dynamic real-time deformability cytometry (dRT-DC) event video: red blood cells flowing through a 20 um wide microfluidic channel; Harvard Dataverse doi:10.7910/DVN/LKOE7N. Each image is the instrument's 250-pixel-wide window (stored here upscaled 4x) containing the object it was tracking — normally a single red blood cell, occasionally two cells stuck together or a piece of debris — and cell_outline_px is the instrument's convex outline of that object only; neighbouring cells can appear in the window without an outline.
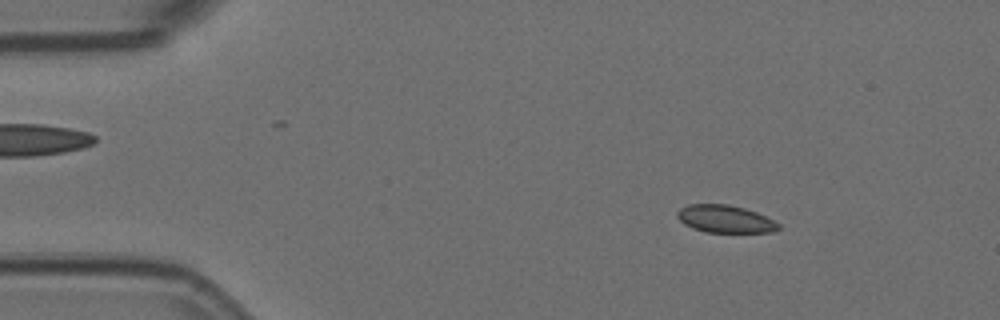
{"species": "Egyptian fruit bat (a non-hibernating species)", "species_latin": "Rousettus aegyptiacus", "temperature_condition": "room temperature", "stored_images_in_passage": 57, "camera_frame_rate_fps": 3000, "um_per_image_px": 0.085, "animal": {"sex": "female"}, "frame": {"image": 1, "passage_image": 8, "time_ms": 2.333, "image_size_px": [1000, 320], "cell_outline_px": [[780, 228], [772, 232], [704, 232], [692, 228], [684, 224], [676, 216], [676, 212], [680, 208], [688, 204], [728, 204], [744, 208], [756, 212], [780, 224]], "centroid_in_image_um": [61.6, 18.61], "position_along_channel_um": 23.4, "area_um2": 16.24}}
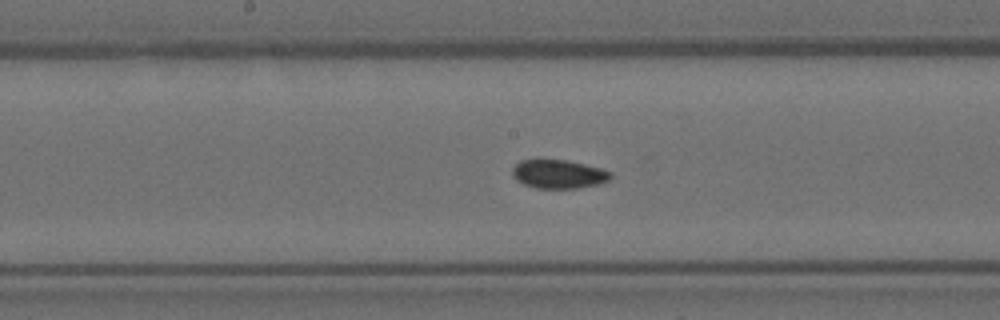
{"frame": {"image": 2, "passage_image": 29, "time_ms": 9.333, "image_size_px": [1000, 320], "cell_outline_px": [[612, 176], [608, 180], [596, 184], [576, 188], [536, 188], [524, 184], [516, 180], [512, 176], [512, 168], [520, 160], [536, 156], [568, 160], [600, 168], [612, 172]], "centroid_in_image_um": [47.39, 14.74], "position_along_channel_um": 200.8, "area_um2": 16.99}}
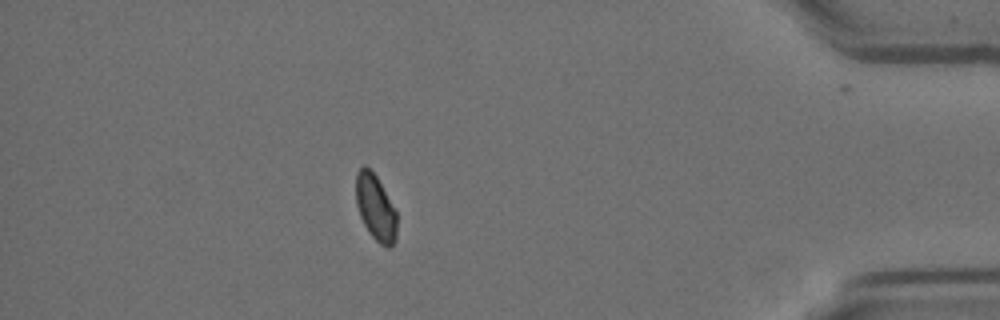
{"frame": {"image": 3, "passage_image": 50, "time_ms": 16.333, "image_size_px": [1000, 320], "cell_outline_px": [[396, 240], [388, 248], [380, 244], [368, 232], [360, 216], [356, 204], [356, 172], [364, 164], [376, 176], [396, 212]], "centroid_in_image_um": [31.9, 17.66], "position_along_channel_um": 403.3, "area_um2": 15.49}}